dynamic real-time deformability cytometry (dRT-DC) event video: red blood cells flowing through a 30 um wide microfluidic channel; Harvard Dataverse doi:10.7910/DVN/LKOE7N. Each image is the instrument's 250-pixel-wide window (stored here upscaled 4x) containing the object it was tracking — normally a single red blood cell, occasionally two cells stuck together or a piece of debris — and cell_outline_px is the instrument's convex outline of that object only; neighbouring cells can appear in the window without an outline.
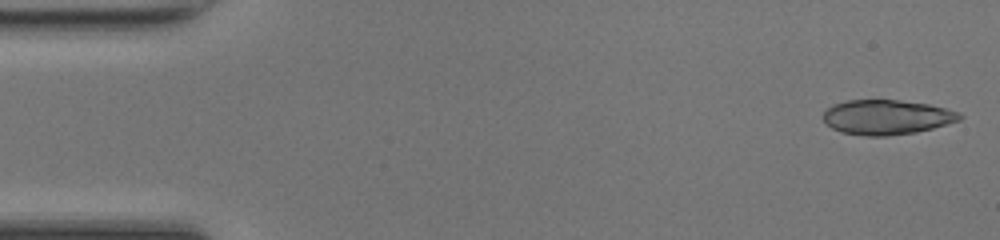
{"species": "common noctule bat (a hibernating species)", "species_latin": "Nyctalus noctula", "temperature_condition": "room temperature", "stored_images_in_passage": 47, "camera_frame_rate_fps": 3000, "um_per_image_px": 0.085, "animal": {"sex": "female", "body_mass_g": 17.0, "forearm_length_mm": 48.0}, "frame": {"image": 1, "passage_image": 1, "time_ms": 0.0, "image_size_px": [1000, 240], "cell_outline_px": [[964, 116], [960, 120], [932, 128], [916, 132], [888, 136], [868, 136], [840, 132], [832, 128], [824, 120], [824, 112], [832, 104], [848, 100], [900, 100], [928, 104], [960, 112]], "centroid_in_image_um": [75.38, 9.96], "position_along_channel_um": 9.6, "area_um2": 27.57}}
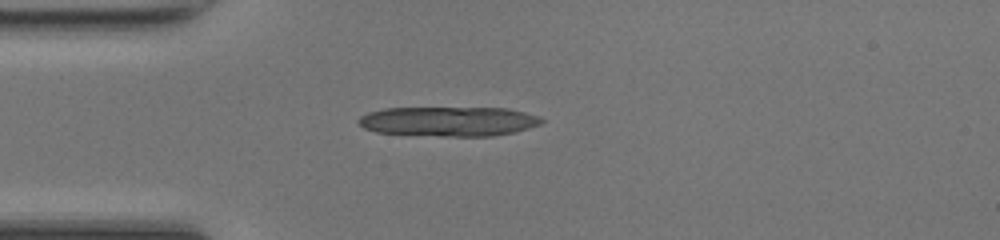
{"frame": {"image": 2, "passage_image": 12, "time_ms": 3.667, "image_size_px": [1000, 240], "cell_outline_px": [[544, 120], [540, 124], [528, 128], [512, 132], [492, 136], [440, 136], [376, 132], [364, 128], [356, 120], [360, 116], [368, 112], [384, 108], [508, 108], [540, 116]], "centroid_in_image_um": [38.12, 10.31], "position_along_channel_um": 46.9, "area_um2": 31.56}}
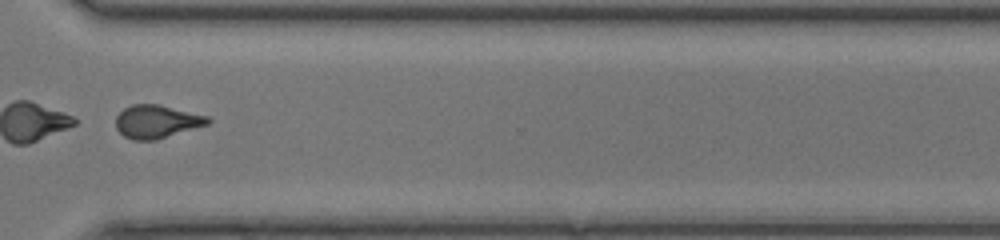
{"frame": {"image": 3, "passage_image": 35, "time_ms": 11.333, "image_size_px": [1000, 240], "cell_outline_px": [[212, 120], [208, 124], [156, 140], [132, 140], [124, 136], [116, 128], [116, 116], [124, 108], [132, 104], [160, 104], [208, 116]], "centroid_in_image_um": [13.31, 10.33], "position_along_channel_um": 357.3, "area_um2": 17.8}, "authors_computed_cell_mechanics": {"area_um2": 27.8596, "velocity_mm_per_s": 4.2937, "shape_relaxation_time_tau1_ms": 5.8218, "shape_relaxation_time_tau2_ms": 1.0843, "deformation_change_tau1": 0.1914, "deformation_change_tau2": 0.0886}}